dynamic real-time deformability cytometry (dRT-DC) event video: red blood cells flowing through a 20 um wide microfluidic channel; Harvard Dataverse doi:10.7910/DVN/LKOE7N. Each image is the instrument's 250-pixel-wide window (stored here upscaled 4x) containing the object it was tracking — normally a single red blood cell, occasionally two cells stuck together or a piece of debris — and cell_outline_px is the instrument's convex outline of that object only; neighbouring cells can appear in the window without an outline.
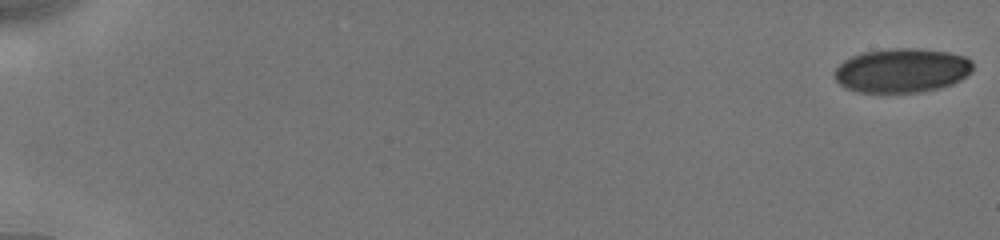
{"species": "human", "species_latin": "Homo sapiens", "temperature_condition": "cold", "stored_images_in_passage": 25, "camera_frame_rate_fps": 3000, "um_per_image_px": 0.085, "donor": {"sex": "male"}, "frame": {"image": 1, "passage_image": 1, "time_ms": 0.0, "image_size_px": [1000, 240], "cell_outline_px": [[972, 72], [960, 80], [952, 84], [940, 88], [920, 92], [856, 92], [840, 84], [836, 80], [832, 72], [844, 60], [852, 56], [864, 52], [892, 48], [920, 48], [948, 52], [964, 56], [972, 60]], "centroid_in_image_um": [76.67, 5.98], "position_along_channel_um": 8.3, "area_um2": 35.78}}
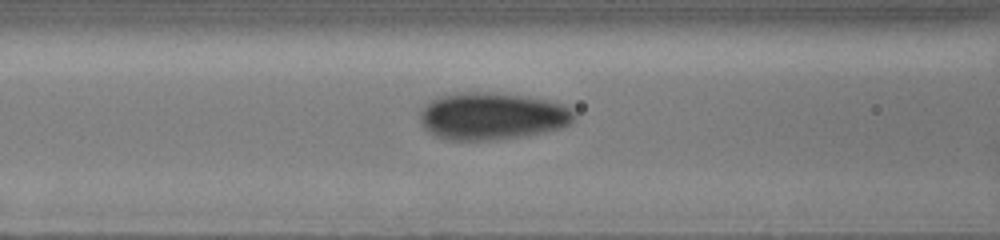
{"frame": {"image": 2, "passage_image": 22, "time_ms": 8.0, "image_size_px": [1000, 240], "cell_outline_px": [[576, 116], [568, 124], [560, 128], [544, 132], [524, 136], [496, 140], [444, 140], [428, 132], [420, 124], [420, 112], [432, 100], [440, 96], [460, 92], [488, 92], [524, 96], [564, 104]], "centroid_in_image_um": [41.79, 9.89], "position_along_channel_um": 124.8, "area_um2": 42.31}}
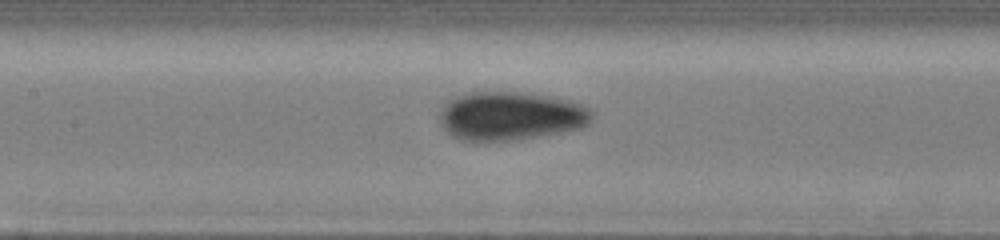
{"frame": {"image": 3, "passage_image": 25, "time_ms": 9.0, "image_size_px": [1000, 240], "cell_outline_px": [[592, 120], [588, 124], [580, 128], [560, 132], [512, 140], [460, 140], [452, 136], [444, 128], [440, 120], [440, 104], [452, 96], [464, 92], [524, 92], [548, 96], [568, 100], [580, 104], [588, 108], [592, 112]], "centroid_in_image_um": [43.33, 9.83], "position_along_channel_um": 164.1, "area_um2": 43.23}}